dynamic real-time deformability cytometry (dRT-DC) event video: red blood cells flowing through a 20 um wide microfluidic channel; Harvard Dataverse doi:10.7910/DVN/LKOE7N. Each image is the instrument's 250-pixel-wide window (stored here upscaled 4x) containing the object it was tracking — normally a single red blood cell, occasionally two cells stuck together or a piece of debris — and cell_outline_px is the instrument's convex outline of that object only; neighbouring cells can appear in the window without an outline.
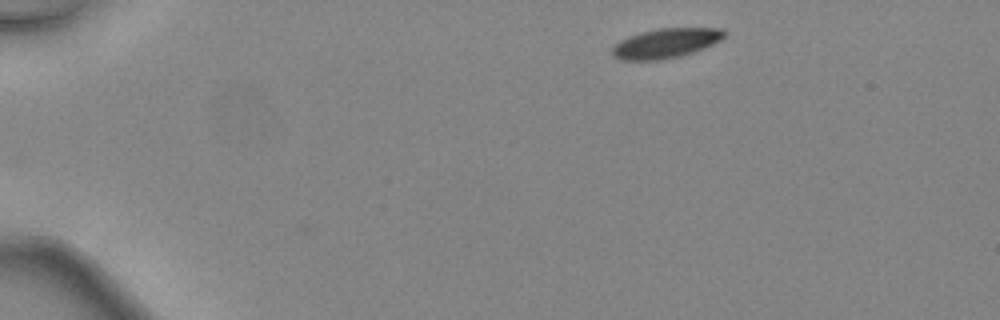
{"species": "common noctule bat (a hibernating species)", "species_latin": "Nyctalus noctula", "temperature_condition": "warm", "stored_images_in_passage": 35, "camera_frame_rate_fps": 3000, "um_per_image_px": 0.085, "animal": {"sex": "female", "body_mass_g": 24.6, "forearm_length_mm": 56.2}, "frame": {"image": 1, "passage_image": 1, "time_ms": 0.0, "image_size_px": [1000, 320], "cell_outline_px": [[724, 36], [720, 40], [704, 48], [680, 56], [660, 60], [620, 60], [612, 56], [612, 48], [620, 40], [628, 36], [640, 32], [660, 28], [720, 28], [724, 32]], "centroid_in_image_um": [56.54, 3.68], "position_along_channel_um": 28.5, "area_um2": 19.25}}
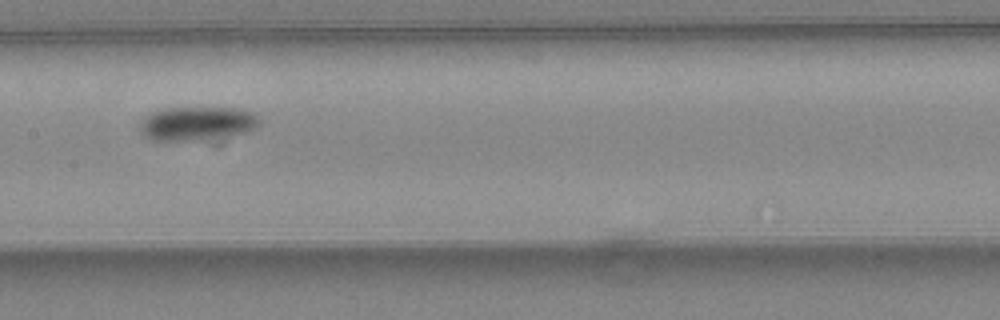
{"frame": {"image": 2, "passage_image": 18, "time_ms": 5.667, "image_size_px": [1000, 320], "cell_outline_px": [[260, 124], [248, 132], [200, 140], [148, 140], [140, 132], [140, 124], [144, 116], [152, 112], [168, 108], [240, 108], [252, 112], [260, 120]], "centroid_in_image_um": [16.73, 10.49], "position_along_channel_um": 190.7, "area_um2": 23.52}}
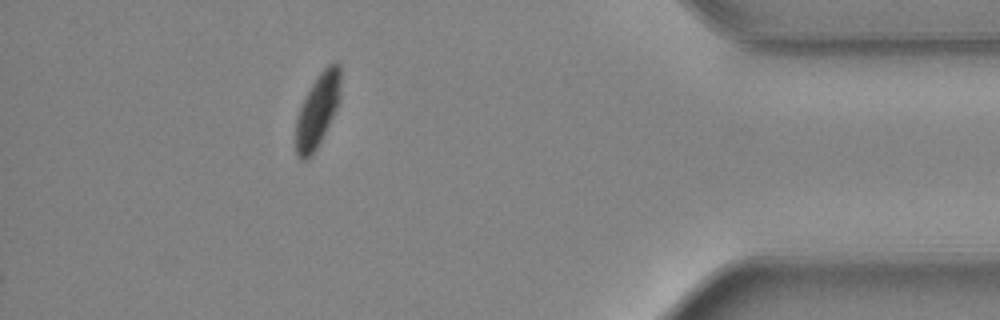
{"frame": {"image": 3, "passage_image": 35, "time_ms": 11.333, "image_size_px": [1000, 320], "cell_outline_px": [[340, 100], [320, 144], [308, 160], [300, 160], [296, 156], [296, 120], [300, 104], [312, 84], [320, 72], [328, 64], [336, 60], [340, 64]], "centroid_in_image_um": [26.99, 9.4], "position_along_channel_um": 408.2, "area_um2": 19.42}, "authors_computed_cell_mechanics": {"area_um2": 21.9062, "velocity_mm_per_s": 4.5207, "shape_relaxation_time_tau1_ms": 3.7418, "shape_relaxation_time_tau2_ms": null, "deformation_change_tau1": 0.1106, "deformation_change_tau2": null}}